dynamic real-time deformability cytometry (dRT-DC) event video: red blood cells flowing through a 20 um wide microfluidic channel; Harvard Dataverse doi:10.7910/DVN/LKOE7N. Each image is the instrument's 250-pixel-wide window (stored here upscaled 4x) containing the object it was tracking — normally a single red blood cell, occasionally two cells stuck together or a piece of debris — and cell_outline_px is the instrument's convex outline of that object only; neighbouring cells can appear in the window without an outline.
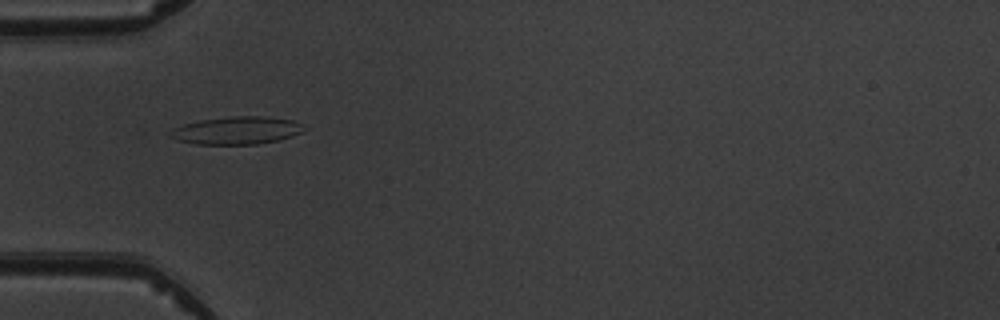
{"species": "common noctule bat (a hibernating species)", "species_latin": "Nyctalus noctula", "temperature_condition": "warm", "stored_images_in_passage": 5, "camera_frame_rate_fps": 3000, "um_per_image_px": 0.085, "animal": {"sex": "male", "body_mass_g": 19.5, "forearm_length_mm": 54.6}, "frame": {"image": 1, "passage_image": 5, "time_ms": 4.667, "image_size_px": [1000, 320], "cell_outline_px": [[308, 128], [292, 136], [280, 140], [256, 144], [196, 144], [176, 140], [168, 136], [168, 132], [172, 128], [184, 124], [200, 120], [232, 116], [260, 116], [292, 120]], "centroid_in_image_um": [20.08, 11.09], "position_along_channel_um": 64.9, "area_um2": 21.62}}